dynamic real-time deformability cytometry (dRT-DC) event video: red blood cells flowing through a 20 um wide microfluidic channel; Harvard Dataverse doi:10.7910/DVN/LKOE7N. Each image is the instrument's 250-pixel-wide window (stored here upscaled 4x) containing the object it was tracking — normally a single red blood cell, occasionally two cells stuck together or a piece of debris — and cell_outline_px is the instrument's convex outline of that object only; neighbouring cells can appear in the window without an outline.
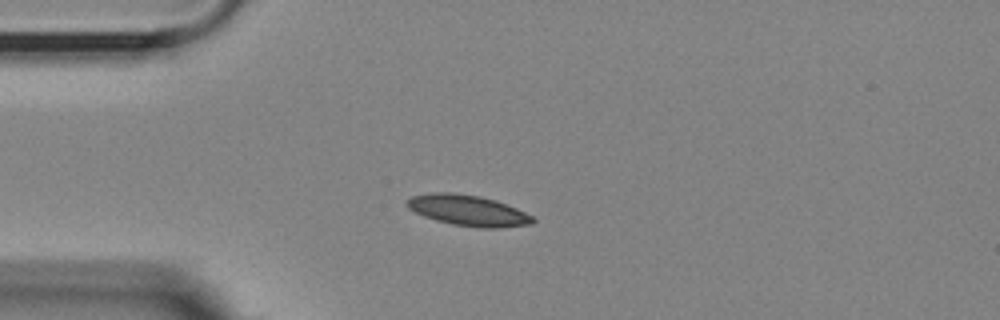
{"species": "Egyptian fruit bat (a non-hibernating species)", "species_latin": "Rousettus aegyptiacus", "temperature_condition": "room temperature", "stored_images_in_passage": 19, "camera_frame_rate_fps": 3000, "um_per_image_px": 0.085, "animal": {"sex": "female"}, "frame": {"image": 1, "passage_image": 13, "time_ms": 4.0, "image_size_px": [1000, 320], "cell_outline_px": [[536, 220], [532, 224], [500, 228], [480, 228], [452, 224], [436, 220], [424, 216], [408, 208], [408, 200], [412, 196], [432, 192], [452, 192], [480, 196], [496, 200], [516, 208], [532, 216]], "centroid_in_image_um": [39.81, 17.89], "position_along_channel_um": 45.2, "area_um2": 22.48}}
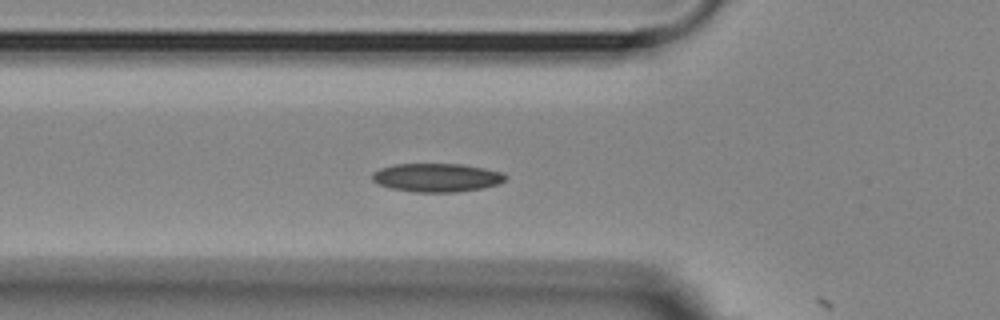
{"frame": {"image": 2, "passage_image": 18, "time_ms": 5.667, "image_size_px": [1000, 320], "cell_outline_px": [[508, 176], [500, 184], [484, 188], [456, 192], [416, 192], [392, 188], [380, 184], [372, 180], [372, 172], [380, 168], [392, 164], [460, 164], [484, 168], [500, 172]], "centroid_in_image_um": [37.13, 15.09], "position_along_channel_um": 88.7, "area_um2": 22.14}}